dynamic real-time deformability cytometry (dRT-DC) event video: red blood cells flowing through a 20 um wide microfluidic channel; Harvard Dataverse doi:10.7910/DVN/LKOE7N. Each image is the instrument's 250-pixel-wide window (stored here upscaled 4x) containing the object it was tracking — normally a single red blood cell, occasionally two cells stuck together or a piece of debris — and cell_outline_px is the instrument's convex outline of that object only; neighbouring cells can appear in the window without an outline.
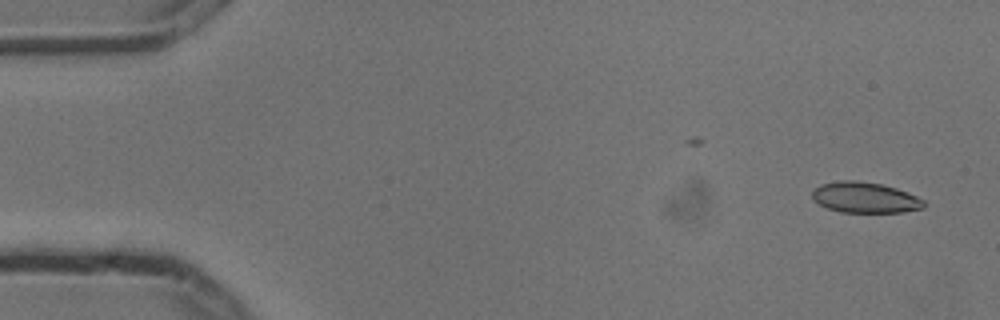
{"species": "common noctule bat (a hibernating species)", "species_latin": "Nyctalus noctula", "temperature_condition": "cold", "stored_images_in_passage": 6, "camera_frame_rate_fps": 3000, "um_per_image_px": 0.085, "animal": {"sex": "male", "body_mass_g": 13.3}, "frame": {"image": 1, "passage_image": 1, "time_ms": 0.0, "image_size_px": [1000, 320], "cell_outline_px": [[924, 208], [904, 212], [840, 212], [828, 208], [812, 200], [812, 192], [820, 184], [840, 180], [856, 180], [880, 184], [896, 188], [908, 192], [924, 200]], "centroid_in_image_um": [73.52, 16.79], "position_along_channel_um": 11.5, "area_um2": 20.0}}
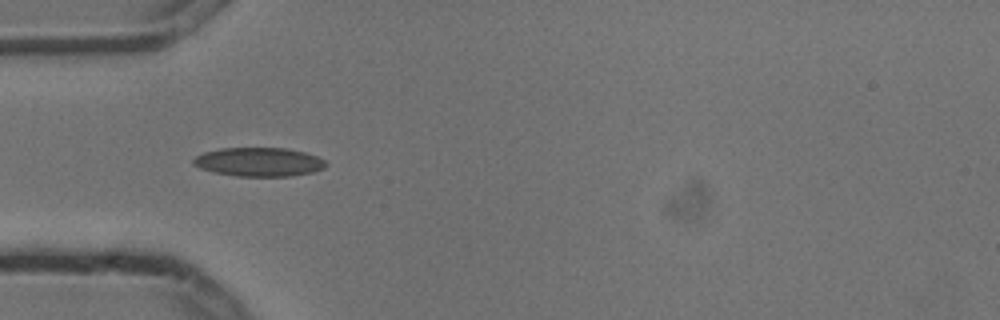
{"frame": {"image": 2, "passage_image": 5, "time_ms": 1.333, "image_size_px": [1000, 320], "cell_outline_px": [[328, 164], [324, 168], [312, 172], [292, 176], [236, 176], [212, 172], [200, 168], [192, 164], [192, 160], [196, 156], [204, 152], [220, 148], [288, 148], [304, 152], [316, 156], [324, 160]], "centroid_in_image_um": [21.99, 13.77], "position_along_channel_um": 63.0, "area_um2": 22.37}}
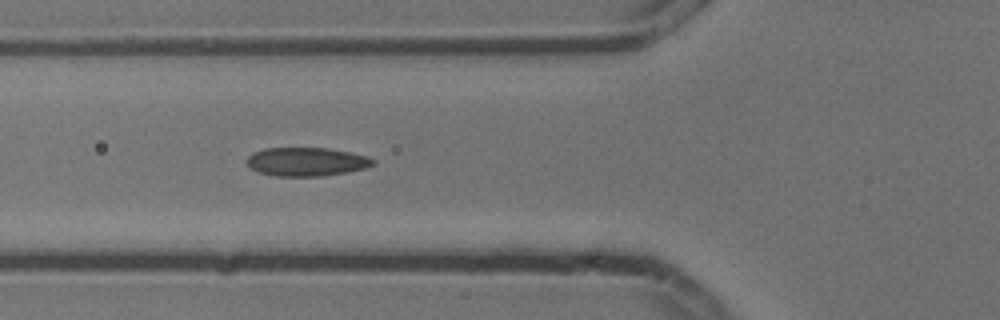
{"frame": {"image": 3, "passage_image": 6, "time_ms": 1.667, "image_size_px": [1000, 320], "cell_outline_px": [[376, 164], [368, 168], [348, 172], [324, 176], [276, 176], [260, 172], [252, 168], [248, 164], [248, 156], [252, 152], [264, 148], [328, 148], [368, 156], [376, 160]], "centroid_in_image_um": [26.12, 13.75], "position_along_channel_um": 99.7, "area_um2": 21.15}}